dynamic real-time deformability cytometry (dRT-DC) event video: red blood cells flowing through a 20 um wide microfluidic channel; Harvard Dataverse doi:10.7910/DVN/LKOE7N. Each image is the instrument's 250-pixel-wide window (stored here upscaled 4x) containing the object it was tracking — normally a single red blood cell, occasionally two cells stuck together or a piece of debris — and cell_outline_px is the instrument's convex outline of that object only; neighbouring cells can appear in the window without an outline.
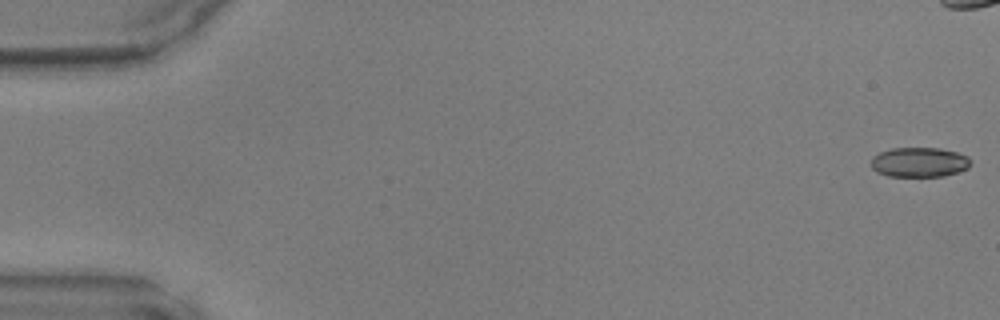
{"species": "common noctule bat (a hibernating species)", "species_latin": "Nyctalus noctula", "temperature_condition": "warm", "stored_images_in_passage": 39, "camera_frame_rate_fps": 3000, "um_per_image_px": 0.085, "animal": {"sex": "male", "body_mass_g": 17.9, "forearm_length_mm": 54.2}, "frame": {"image": 1, "passage_image": 1, "time_ms": 0.0, "image_size_px": [1000, 320], "cell_outline_px": [[972, 164], [968, 168], [944, 176], [888, 176], [876, 172], [872, 168], [872, 156], [880, 152], [892, 148], [940, 148], [956, 152], [968, 156]], "centroid_in_image_um": [78.14, 13.78], "position_along_channel_um": 6.9, "area_um2": 17.28}}
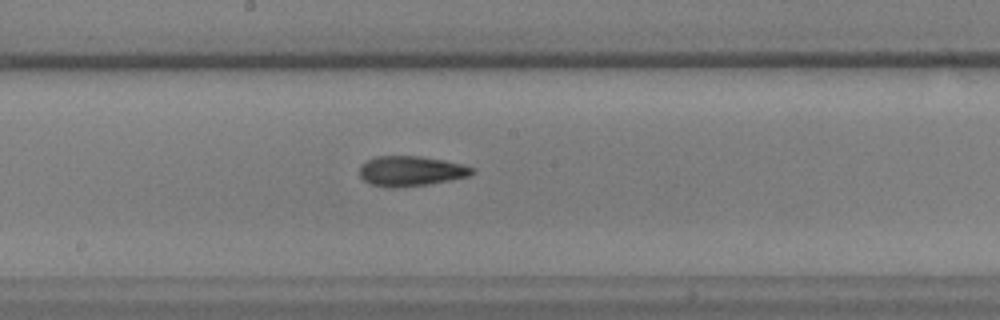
{"frame": {"image": 2, "passage_image": 26, "time_ms": 8.333, "image_size_px": [1000, 320], "cell_outline_px": [[476, 172], [468, 176], [428, 184], [396, 188], [392, 188], [372, 184], [364, 180], [360, 176], [360, 164], [376, 156], [420, 156], [444, 160], [464, 164], [476, 168]], "centroid_in_image_um": [34.95, 14.53], "position_along_channel_um": 213.3, "area_um2": 19.77}}
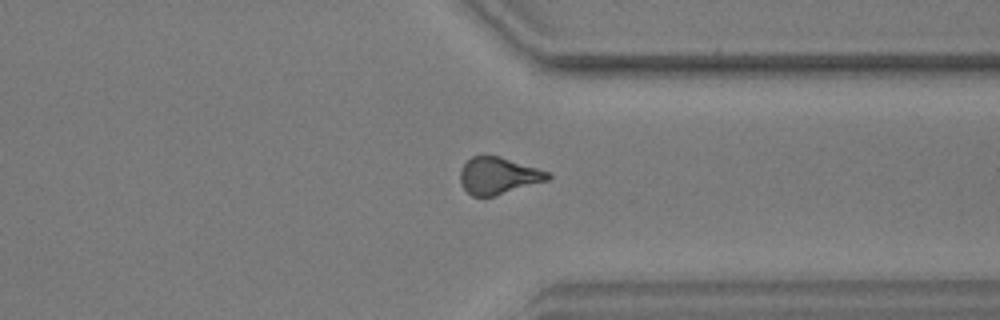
{"frame": {"image": 3, "passage_image": 37, "time_ms": 12.0, "image_size_px": [1000, 320], "cell_outline_px": [[552, 176], [548, 180], [492, 196], [472, 196], [460, 184], [460, 168], [472, 156], [484, 152], [500, 156], [548, 172]], "centroid_in_image_um": [42.3, 14.89], "position_along_channel_um": 369.1, "area_um2": 18.9}}